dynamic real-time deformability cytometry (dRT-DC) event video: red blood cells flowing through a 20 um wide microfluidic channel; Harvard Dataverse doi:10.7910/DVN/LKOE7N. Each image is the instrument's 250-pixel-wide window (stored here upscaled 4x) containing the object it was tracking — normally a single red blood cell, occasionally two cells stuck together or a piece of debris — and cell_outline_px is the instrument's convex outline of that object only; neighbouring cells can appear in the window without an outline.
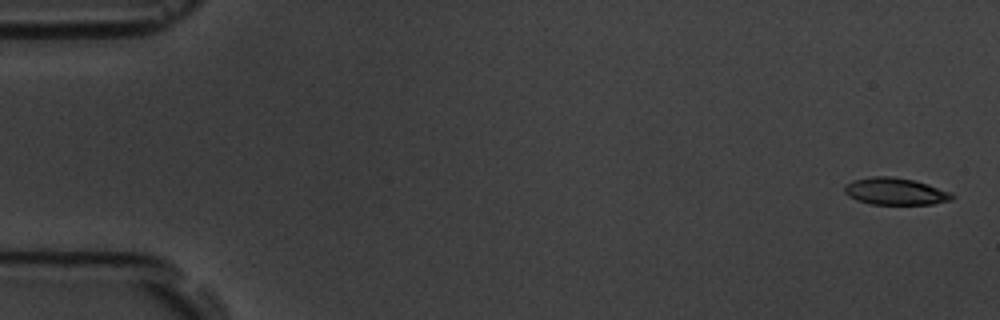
{"species": "common noctule bat (a hibernating species)", "species_latin": "Nyctalus noctula", "temperature_condition": "room temperature", "stored_images_in_passage": 6, "segment_of_instrument_passage": [1, 2], "camera_frame_rate_fps": 3000, "um_per_image_px": 0.085, "animal": {"sex": "male", "body_mass_g": 19.5, "forearm_length_mm": 54.6}, "frame": {"image": 1, "passage_image": 1, "time_ms": 0.0, "image_size_px": [1000, 320], "cell_outline_px": [[956, 196], [952, 200], [932, 204], [872, 204], [856, 200], [848, 196], [844, 192], [844, 184], [852, 180], [872, 176], [892, 176], [912, 180], [928, 184], [952, 192]], "centroid_in_image_um": [76.1, 16.26], "position_along_channel_um": 8.9, "area_um2": 17.11}}